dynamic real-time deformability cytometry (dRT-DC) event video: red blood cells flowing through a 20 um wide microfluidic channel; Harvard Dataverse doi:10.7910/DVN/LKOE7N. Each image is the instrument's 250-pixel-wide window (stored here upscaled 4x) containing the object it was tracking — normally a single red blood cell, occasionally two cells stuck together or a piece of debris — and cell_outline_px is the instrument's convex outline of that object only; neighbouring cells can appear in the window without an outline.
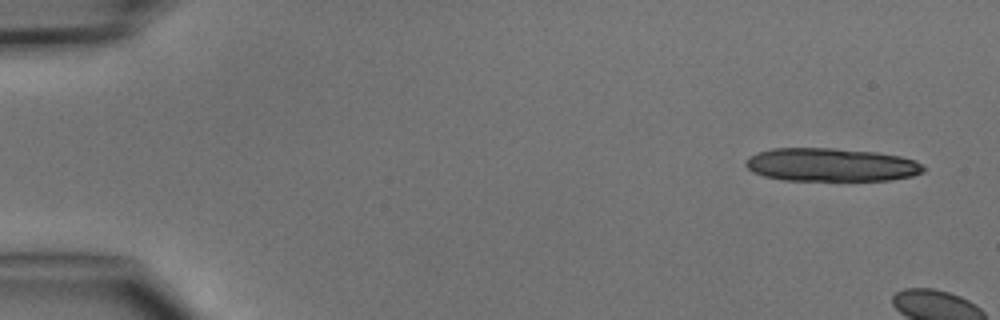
{"species": "common noctule bat (a hibernating species)", "species_latin": "Nyctalus noctula", "temperature_condition": "cold", "stored_images_in_passage": 5, "segment_of_instrument_passage": [1, 2], "camera_frame_rate_fps": 3000, "um_per_image_px": 0.085, "animal": {"sex": "male", "body_mass_g": 15.6}, "frame": {"image": 1, "passage_image": 1, "time_ms": 0.0, "image_size_px": [1000, 320], "cell_outline_px": [[928, 168], [924, 172], [912, 176], [892, 180], [784, 180], [764, 176], [752, 172], [744, 164], [744, 160], [748, 156], [772, 148], [832, 148], [876, 152], [900, 156], [916, 160], [924, 164]], "centroid_in_image_um": [70.68, 14.01], "position_along_channel_um": 14.3, "area_um2": 34.8}}